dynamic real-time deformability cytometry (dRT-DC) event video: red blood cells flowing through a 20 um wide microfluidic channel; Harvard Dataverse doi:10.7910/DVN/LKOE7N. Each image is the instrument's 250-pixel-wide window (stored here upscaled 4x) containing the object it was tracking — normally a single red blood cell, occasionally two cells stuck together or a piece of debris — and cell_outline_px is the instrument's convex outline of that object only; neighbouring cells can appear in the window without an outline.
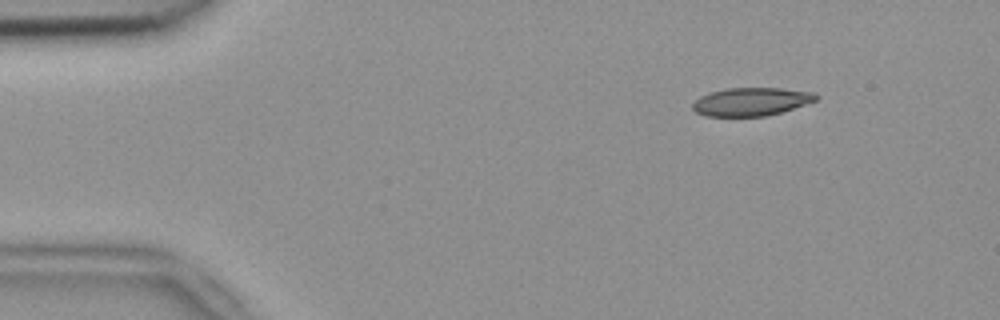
{"species": "common noctule bat (a hibernating species)", "species_latin": "Nyctalus noctula", "temperature_condition": "room temperature", "stored_images_in_passage": 48, "camera_frame_rate_fps": 3000, "um_per_image_px": 0.085, "animal": {"sex": "female", "body_mass_g": 18.4}, "frame": {"image": 1, "passage_image": 2, "time_ms": 0.333, "image_size_px": [1000, 320], "cell_outline_px": [[820, 96], [816, 100], [768, 116], [704, 116], [696, 112], [692, 108], [692, 104], [700, 96], [708, 92], [728, 88], [780, 88], [812, 92]], "centroid_in_image_um": [63.81, 8.64], "position_along_channel_um": 21.2, "area_um2": 20.17}}
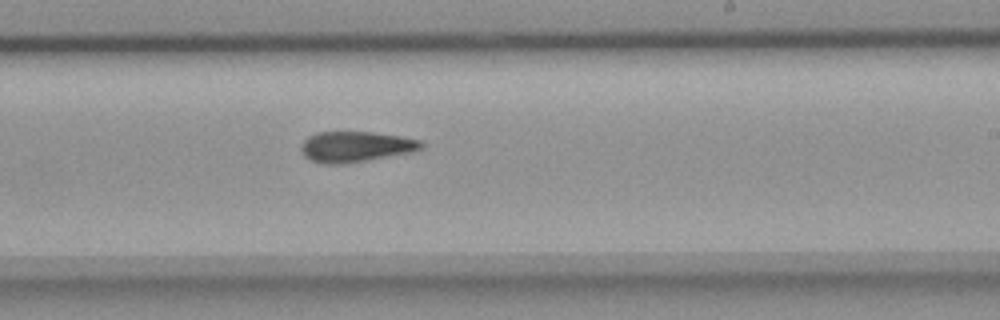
{"frame": {"image": 2, "passage_image": 27, "time_ms": 8.667, "image_size_px": [1000, 320], "cell_outline_px": [[424, 148], [412, 152], [340, 164], [324, 164], [308, 160], [304, 156], [300, 148], [304, 140], [308, 136], [316, 132], [372, 132], [400, 136], [424, 140]], "centroid_in_image_um": [30.23, 12.46], "position_along_channel_um": 258.8, "area_um2": 21.5}}
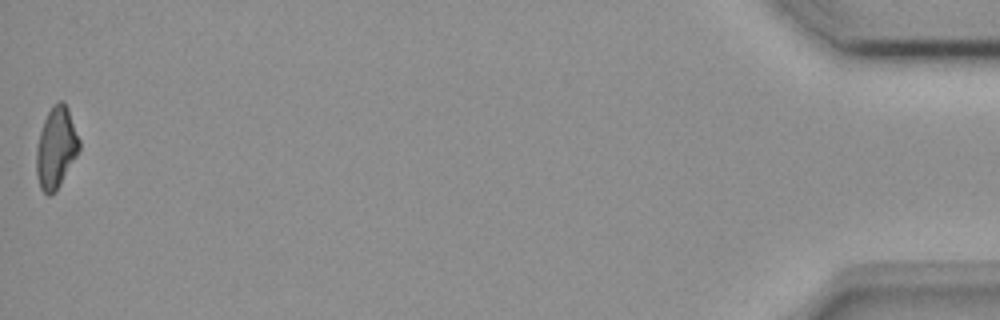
{"frame": {"image": 3, "passage_image": 48, "time_ms": 15.667, "image_size_px": [1000, 320], "cell_outline_px": [[80, 148], [76, 156], [60, 184], [48, 196], [40, 188], [36, 176], [36, 148], [40, 132], [44, 120], [52, 104], [60, 100], [64, 100], [68, 108], [80, 140]], "centroid_in_image_um": [4.76, 12.51], "position_along_channel_um": 430.4, "area_um2": 20.17}, "authors_computed_cell_mechanics": {"area_um2": 21.3571, "velocity_mm_per_s": 3.8239, "shape_relaxation_time_tau1_ms": null, "shape_relaxation_time_tau2_ms": 6.6207, "deformation_change_tau1": null, "deformation_change_tau2": 0.1529}}